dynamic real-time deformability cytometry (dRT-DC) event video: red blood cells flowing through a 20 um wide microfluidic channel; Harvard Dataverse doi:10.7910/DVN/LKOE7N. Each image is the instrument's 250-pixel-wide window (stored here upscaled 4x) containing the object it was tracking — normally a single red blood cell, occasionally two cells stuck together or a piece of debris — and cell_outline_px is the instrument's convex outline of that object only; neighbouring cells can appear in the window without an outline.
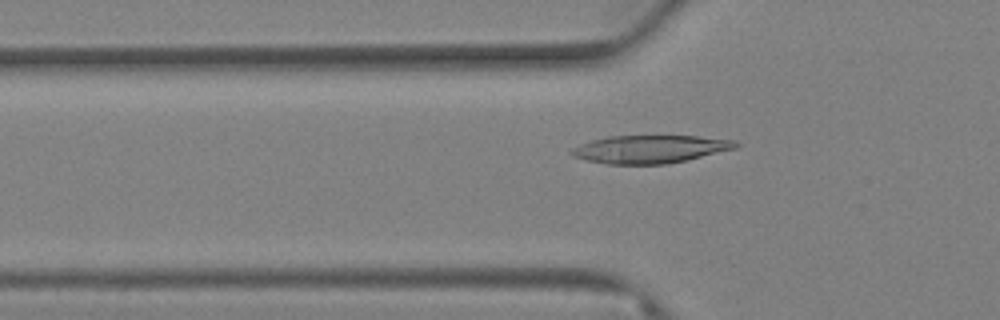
{"species": "Egyptian fruit bat (a non-hibernating species)", "species_latin": "Rousettus aegyptiacus", "temperature_condition": "warm", "stored_images_in_passage": 66, "camera_frame_rate_fps": 3000, "um_per_image_px": 0.085, "animal": {"sex": "female"}, "frame": {"image": 1, "passage_image": 15, "time_ms": 4.667, "image_size_px": [1000, 320], "cell_outline_px": [[740, 144], [736, 148], [688, 160], [668, 164], [608, 164], [588, 160], [572, 156], [568, 152], [572, 148], [580, 144], [592, 140], [608, 136], [696, 136], [736, 140]], "centroid_in_image_um": [55.27, 12.68], "position_along_channel_um": 70.5, "area_um2": 26.76}}
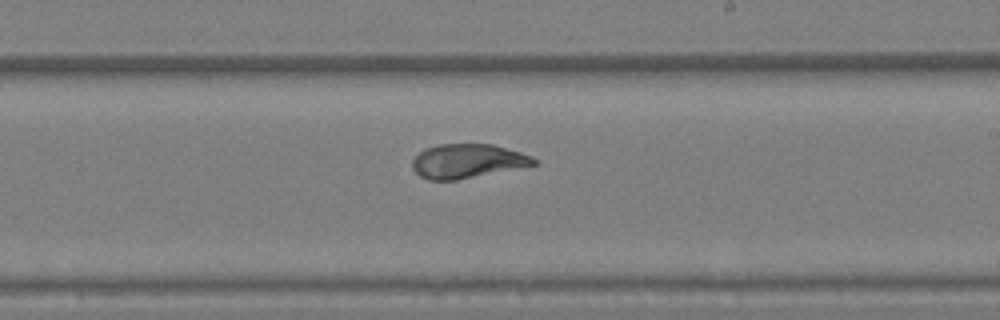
{"frame": {"image": 2, "passage_image": 35, "time_ms": 11.333, "image_size_px": [1000, 320], "cell_outline_px": [[540, 164], [456, 180], [428, 180], [420, 176], [412, 168], [412, 160], [424, 148], [440, 144], [492, 144], [520, 152], [532, 156], [540, 160]], "centroid_in_image_um": [39.76, 13.69], "position_along_channel_um": 249.2, "area_um2": 24.28}}
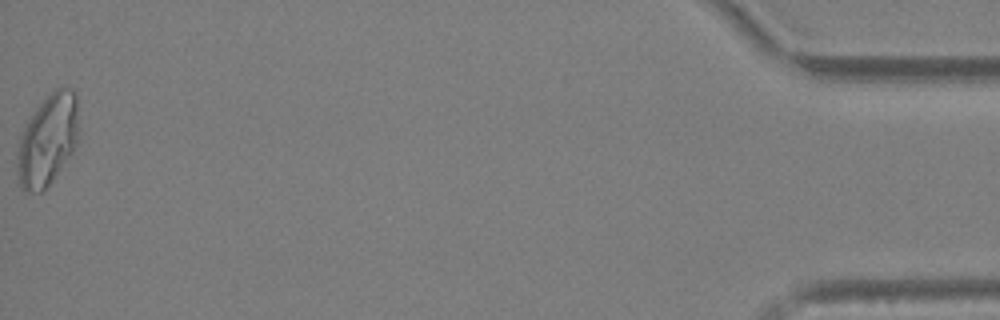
{"frame": {"image": 3, "passage_image": 66, "time_ms": 21.667, "image_size_px": [1000, 320], "cell_outline_px": [[76, 144], [72, 152], [44, 192], [24, 192], [16, 184], [16, 152], [20, 136], [24, 124], [36, 108], [56, 88], [72, 88], [76, 92]], "centroid_in_image_um": [3.97, 11.98], "position_along_channel_um": 431.2, "area_um2": 32.77}, "authors_computed_cell_mechanics": {"area_um2": 25.5187, "velocity_mm_per_s": 2.6861, "shape_relaxation_time_tau1_ms": 10.7249, "shape_relaxation_time_tau2_ms": 0.9573, "deformation_change_tau1": 0.2636, "deformation_change_tau2": 0.0571}}